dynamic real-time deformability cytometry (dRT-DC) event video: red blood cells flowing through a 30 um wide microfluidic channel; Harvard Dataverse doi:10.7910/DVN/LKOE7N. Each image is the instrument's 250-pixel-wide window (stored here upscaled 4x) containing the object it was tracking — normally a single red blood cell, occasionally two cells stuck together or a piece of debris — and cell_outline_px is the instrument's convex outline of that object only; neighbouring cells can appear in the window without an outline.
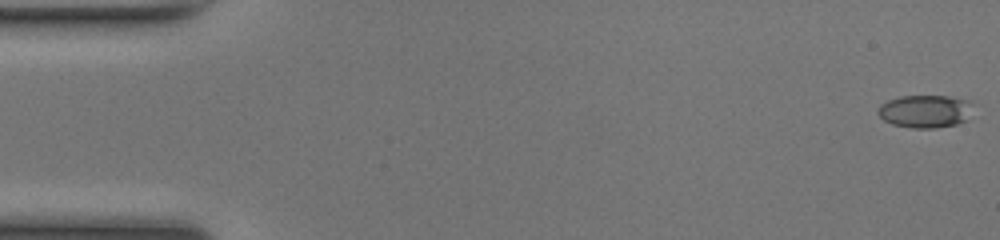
{"species": "common noctule bat (a hibernating species)", "species_latin": "Nyctalus noctula", "temperature_condition": "room temperature", "stored_images_in_passage": 50, "camera_frame_rate_fps": 3000, "um_per_image_px": 0.085, "animal": {"sex": "female", "body_mass_g": 17.0, "forearm_length_mm": 48.0}, "frame": {"image": 1, "passage_image": 1, "time_ms": 0.0, "image_size_px": [1000, 240], "cell_outline_px": [[968, 120], [956, 124], [936, 128], [912, 128], [892, 124], [884, 120], [876, 112], [880, 104], [888, 100], [900, 96], [948, 96], [968, 100]], "centroid_in_image_um": [78.57, 9.46], "position_along_channel_um": 6.4, "area_um2": 17.98}}
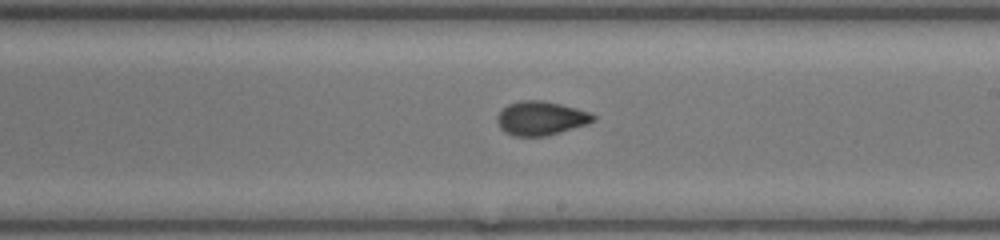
{"frame": {"image": 2, "passage_image": 29, "time_ms": 9.333, "image_size_px": [1000, 240], "cell_outline_px": [[596, 120], [588, 124], [548, 136], [512, 136], [504, 132], [500, 128], [496, 120], [496, 116], [508, 104], [520, 100], [540, 100], [560, 104], [576, 108], [588, 112], [596, 116]], "centroid_in_image_um": [45.97, 10.06], "position_along_channel_um": 243.0, "area_um2": 19.13}}
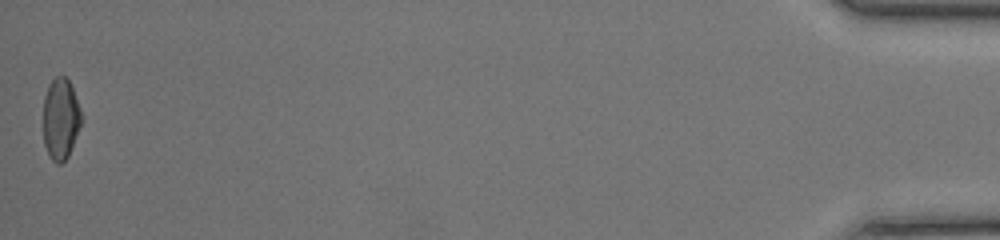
{"frame": {"image": 3, "passage_image": 50, "time_ms": 16.333, "image_size_px": [1000, 240], "cell_outline_px": [[84, 120], [68, 156], [60, 164], [56, 164], [48, 156], [44, 144], [44, 96], [48, 84], [56, 76], [64, 76], [68, 80], [72, 88], [80, 108]], "centroid_in_image_um": [5.17, 10.12], "position_along_channel_um": 430.0, "area_um2": 18.26}, "authors_computed_cell_mechanics": {"area_um2": 18.4093, "velocity_mm_per_s": 4.1833, "shape_relaxation_time_tau1_ms": 4.9786, "shape_relaxation_time_tau2_ms": 1.1801, "deformation_change_tau1": 0.1454, "deformation_change_tau2": 0.0637}}